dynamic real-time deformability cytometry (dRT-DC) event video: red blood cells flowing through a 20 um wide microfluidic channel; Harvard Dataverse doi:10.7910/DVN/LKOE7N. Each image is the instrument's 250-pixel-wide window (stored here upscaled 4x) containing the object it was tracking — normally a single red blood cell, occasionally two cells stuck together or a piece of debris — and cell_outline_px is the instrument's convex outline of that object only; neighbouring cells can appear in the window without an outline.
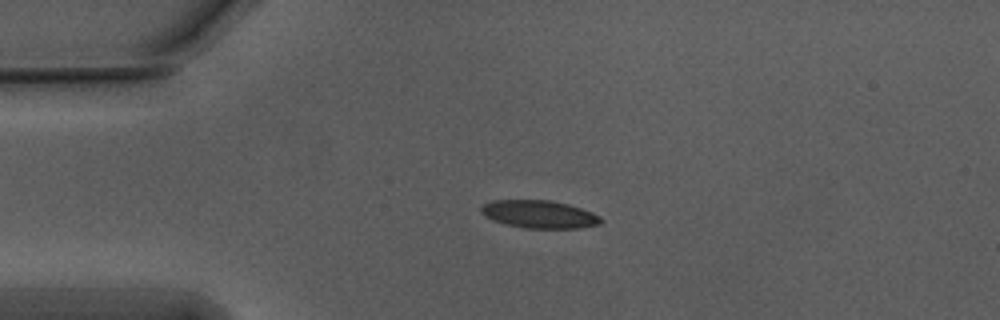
{"species": "Egyptian fruit bat (a non-hibernating species)", "species_latin": "Rousettus aegyptiacus", "temperature_condition": "warm", "stored_images_in_passage": 35, "camera_frame_rate_fps": 3000, "um_per_image_px": 0.085, "animal": {"sex": "male"}, "frame": {"image": 1, "passage_image": 1, "time_ms": 0.0, "image_size_px": [1000, 320], "cell_outline_px": [[604, 220], [600, 224], [580, 228], [524, 228], [492, 220], [484, 216], [480, 212], [480, 208], [484, 204], [492, 200], [552, 200], [568, 204], [592, 212], [600, 216]], "centroid_in_image_um": [45.84, 18.21], "position_along_channel_um": 39.2, "area_um2": 19.48}}
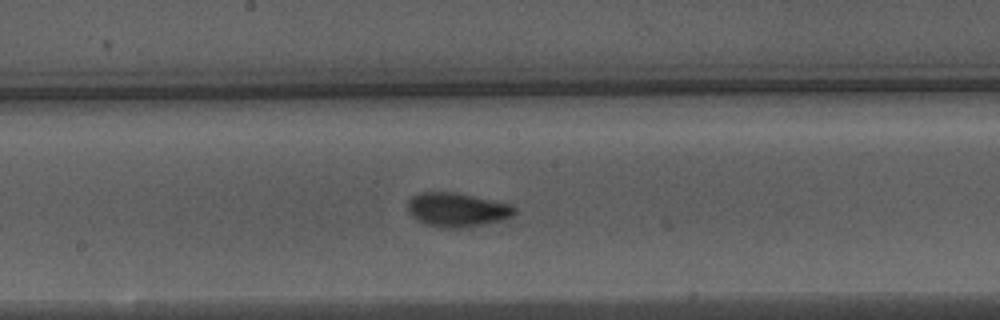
{"frame": {"image": 2, "passage_image": 17, "time_ms": 5.333, "image_size_px": [1000, 320], "cell_outline_px": [[516, 212], [512, 216], [500, 220], [460, 228], [440, 228], [424, 224], [416, 220], [408, 212], [408, 200], [412, 196], [420, 192], [452, 192], [512, 204], [516, 208]], "centroid_in_image_um": [38.81, 17.83], "position_along_channel_um": 209.4, "area_um2": 21.1}}
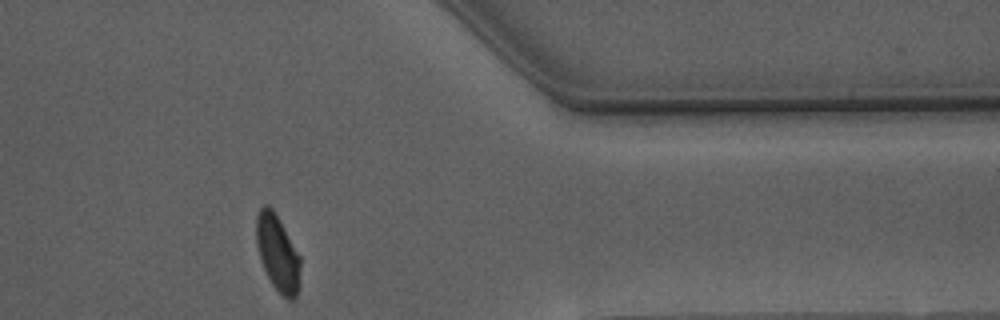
{"frame": {"image": 3, "passage_image": 33, "time_ms": 10.667, "image_size_px": [1000, 320], "cell_outline_px": [[300, 268], [296, 296], [292, 300], [288, 300], [272, 284], [264, 268], [260, 256], [256, 240], [256, 220], [260, 208], [264, 204], [268, 204], [272, 208], [300, 256]], "centroid_in_image_um": [23.59, 21.49], "position_along_channel_um": 387.8, "area_um2": 18.96}, "authors_computed_cell_mechanics": {"area_um2": 20.4034, "velocity_mm_per_s": 3.7276, "shape_relaxation_time_tau1_ms": 3.4962, "shape_relaxation_time_tau2_ms": 0.9707, "deformation_change_tau1": 0.1506, "deformation_change_tau2": 0.0662}}